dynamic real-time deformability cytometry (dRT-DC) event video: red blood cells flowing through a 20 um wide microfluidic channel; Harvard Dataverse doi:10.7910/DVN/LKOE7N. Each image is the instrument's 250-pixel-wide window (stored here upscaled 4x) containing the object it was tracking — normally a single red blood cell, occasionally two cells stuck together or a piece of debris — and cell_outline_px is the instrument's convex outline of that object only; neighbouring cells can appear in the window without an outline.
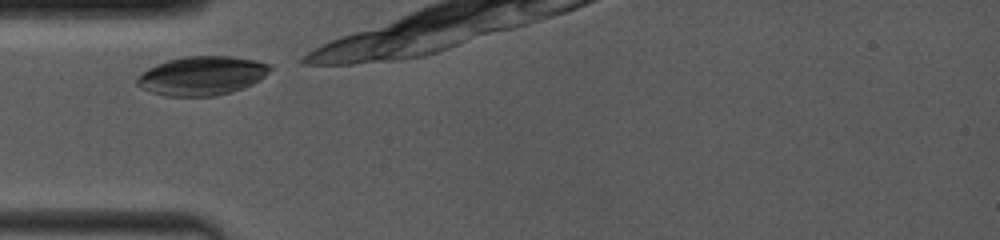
{"species": "common noctule bat (a hibernating species)", "species_latin": "Nyctalus noctula", "temperature_condition": "room temperature", "stored_images_in_passage": 3, "camera_frame_rate_fps": 4000, "um_per_image_px": 0.085, "animal": {"sex": "female", "body_mass_g": 19.0, "forearm_length_mm": 53.3}, "frame": {"image": 1, "passage_image": 1, "time_ms": 0.0, "image_size_px": [1000, 240], "cell_outline_px": [[272, 68], [260, 80], [244, 88], [232, 92], [212, 96], [164, 96], [152, 92], [136, 84], [136, 80], [148, 68], [156, 64], [180, 56], [232, 56], [272, 64]], "centroid_in_image_um": [17.19, 6.43], "position_along_channel_um": 67.8, "area_um2": 30.11}}